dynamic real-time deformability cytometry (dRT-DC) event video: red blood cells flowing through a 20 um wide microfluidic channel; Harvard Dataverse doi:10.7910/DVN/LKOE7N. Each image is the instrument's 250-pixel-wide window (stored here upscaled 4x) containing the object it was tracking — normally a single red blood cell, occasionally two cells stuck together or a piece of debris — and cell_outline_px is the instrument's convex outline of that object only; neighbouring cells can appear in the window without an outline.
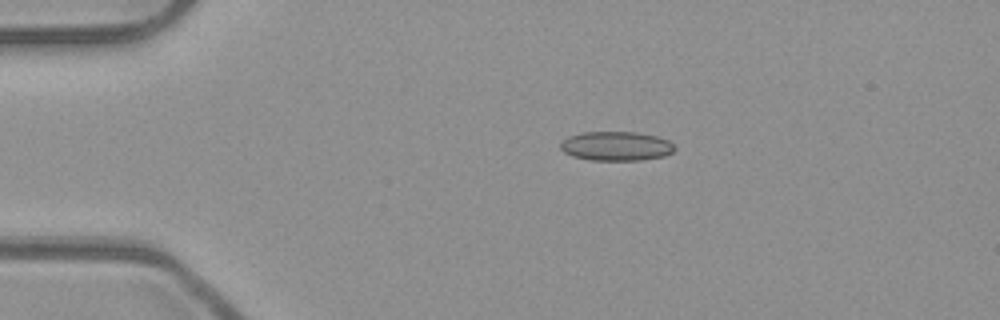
{"species": "common noctule bat (a hibernating species)", "species_latin": "Nyctalus noctula", "temperature_condition": "room temperature", "stored_images_in_passage": 42, "camera_frame_rate_fps": 3000, "um_per_image_px": 0.085, "animal": {"sex": "male", "body_mass_g": 23.1, "forearm_length_mm": 52.7}, "frame": {"image": 1, "passage_image": 1, "time_ms": 0.0, "image_size_px": [1000, 320], "cell_outline_px": [[676, 148], [672, 152], [664, 156], [640, 160], [588, 160], [572, 156], [564, 152], [560, 148], [560, 144], [568, 136], [580, 132], [636, 132], [656, 136], [668, 140]], "centroid_in_image_um": [52.35, 12.42], "position_along_channel_um": 32.6, "area_um2": 19.48}}
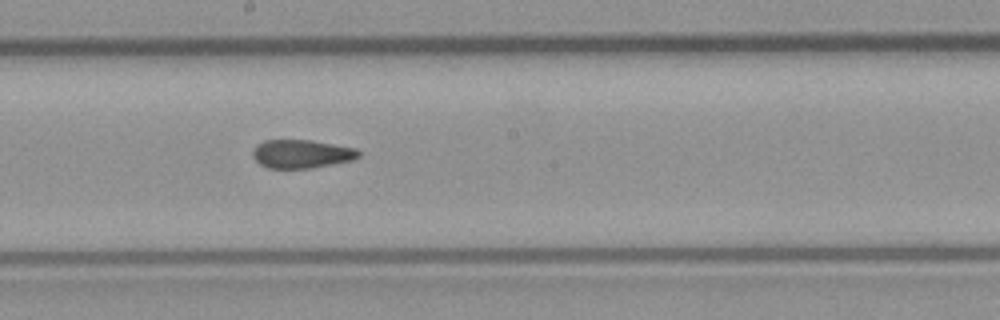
{"frame": {"image": 2, "passage_image": 19, "time_ms": 6.0, "image_size_px": [1000, 320], "cell_outline_px": [[360, 156], [352, 160], [312, 168], [268, 168], [260, 164], [252, 156], [252, 152], [256, 144], [264, 140], [312, 140], [356, 148], [360, 152]], "centroid_in_image_um": [25.62, 13.07], "position_along_channel_um": 222.6, "area_um2": 17.63}}
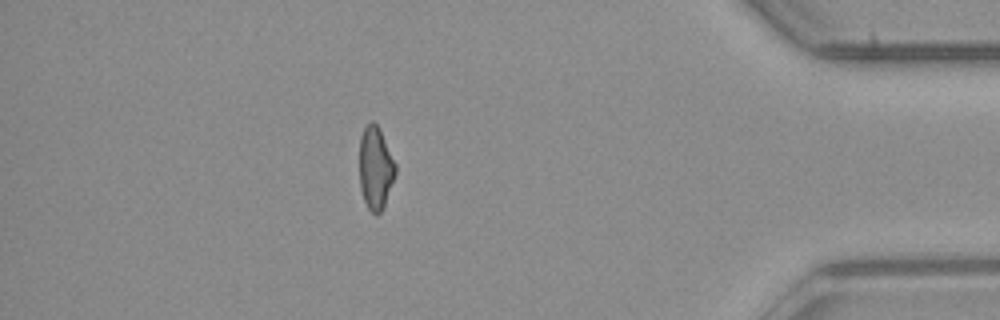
{"frame": {"image": 3, "passage_image": 36, "time_ms": 11.667, "image_size_px": [1000, 320], "cell_outline_px": [[396, 172], [384, 204], [380, 212], [376, 216], [368, 208], [364, 200], [360, 188], [360, 136], [364, 128], [372, 120], [380, 128], [396, 164]], "centroid_in_image_um": [31.91, 14.25], "position_along_channel_um": 403.3, "area_um2": 17.22}, "authors_computed_cell_mechanics": {"area_um2": 18.1492, "velocity_mm_per_s": 3.9798, "shape_relaxation_time_tau1_ms": null, "shape_relaxation_time_tau2_ms": 2.1911, "deformation_change_tau1": null, "deformation_change_tau2": 0.0853}}